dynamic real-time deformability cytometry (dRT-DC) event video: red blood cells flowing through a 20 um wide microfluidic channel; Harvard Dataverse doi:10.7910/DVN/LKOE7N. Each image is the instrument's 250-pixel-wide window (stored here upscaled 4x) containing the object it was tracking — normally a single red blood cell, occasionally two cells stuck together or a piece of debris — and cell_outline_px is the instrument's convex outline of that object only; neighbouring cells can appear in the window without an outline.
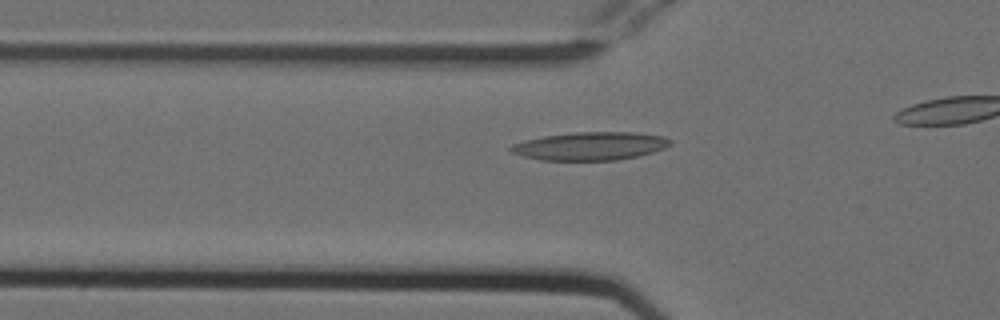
{"species": "Egyptian fruit bat (a non-hibernating species)", "species_latin": "Rousettus aegyptiacus", "temperature_condition": "cold", "stored_images_in_passage": 9, "camera_frame_rate_fps": 3000, "um_per_image_px": 0.085, "animal": {"sex": "female"}, "frame": {"image": 1, "passage_image": 3, "time_ms": 0.667, "image_size_px": [1000, 320], "cell_outline_px": [[672, 144], [664, 148], [640, 156], [616, 160], [540, 160], [508, 152], [508, 148], [512, 144], [524, 140], [544, 136], [576, 132], [636, 132], [664, 136], [672, 140]], "centroid_in_image_um": [50.17, 12.41], "position_along_channel_um": 75.6, "area_um2": 26.36}}
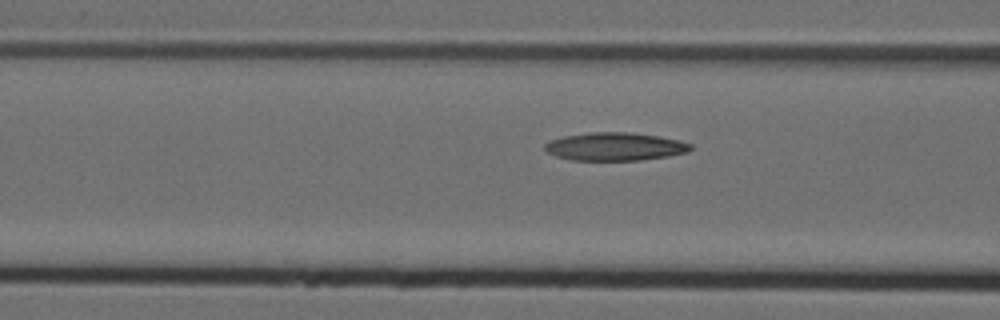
{"frame": {"image": 2, "passage_image": 6, "time_ms": 1.667, "image_size_px": [1000, 320], "cell_outline_px": [[692, 148], [688, 152], [668, 156], [640, 160], [572, 160], [556, 156], [548, 152], [544, 148], [544, 144], [548, 140], [564, 136], [588, 132], [628, 132], [656, 136], [680, 140], [692, 144]], "centroid_in_image_um": [52.26, 12.45], "position_along_channel_um": 114.3, "area_um2": 23.87}}